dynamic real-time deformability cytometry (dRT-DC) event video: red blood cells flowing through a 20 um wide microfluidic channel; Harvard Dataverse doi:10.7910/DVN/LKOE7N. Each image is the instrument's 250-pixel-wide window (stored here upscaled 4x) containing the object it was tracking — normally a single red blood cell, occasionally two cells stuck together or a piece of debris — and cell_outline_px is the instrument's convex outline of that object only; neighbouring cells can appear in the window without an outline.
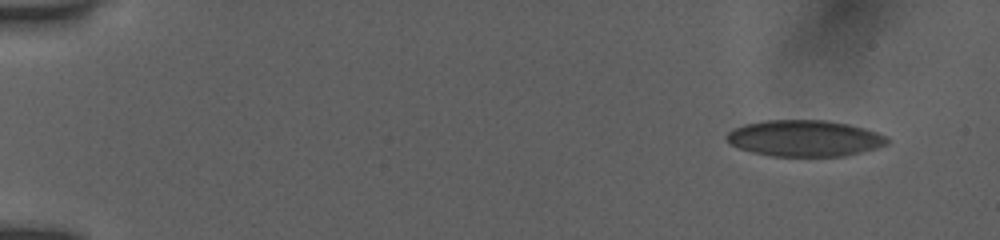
{"species": "human", "species_latin": "Homo sapiens", "temperature_condition": "room temperature", "stored_images_in_passage": 9, "camera_frame_rate_fps": 3000, "um_per_image_px": 0.085, "donor": {"sex": "female"}, "frame": {"image": 1, "passage_image": 1, "time_ms": 0.0, "image_size_px": [1000, 240], "cell_outline_px": [[888, 144], [876, 148], [844, 156], [772, 156], [752, 152], [740, 148], [732, 144], [724, 136], [732, 128], [744, 124], [764, 120], [824, 120], [848, 124], [864, 128], [888, 136]], "centroid_in_image_um": [68.38, 11.75], "position_along_channel_um": 16.6, "area_um2": 33.93}}
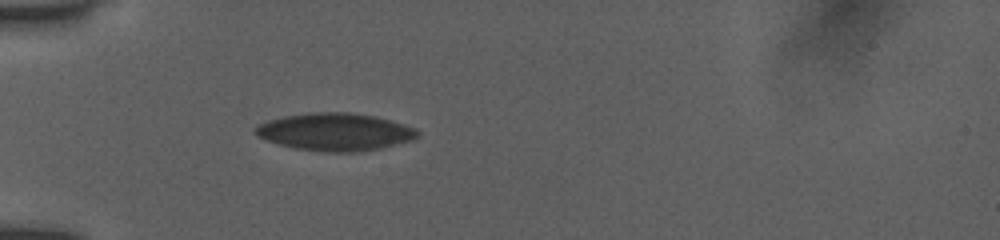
{"frame": {"image": 2, "passage_image": 7, "time_ms": 2.0, "image_size_px": [1000, 240], "cell_outline_px": [[420, 136], [412, 140], [380, 148], [352, 152], [328, 152], [296, 148], [280, 144], [256, 136], [252, 132], [260, 124], [268, 120], [284, 116], [308, 112], [348, 112], [376, 116], [404, 124], [416, 128], [420, 132]], "centroid_in_image_um": [28.5, 11.2], "position_along_channel_um": 56.5, "area_um2": 35.43}}
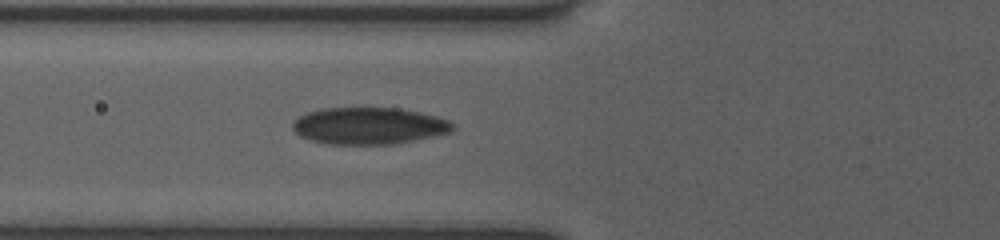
{"frame": {"image": 3, "passage_image": 9, "time_ms": 2.667, "image_size_px": [1000, 240], "cell_outline_px": [[456, 128], [452, 132], [436, 136], [396, 144], [328, 144], [312, 140], [300, 136], [292, 128], [292, 124], [300, 116], [308, 112], [320, 108], [400, 108], [420, 112], [436, 116], [448, 120], [456, 124]], "centroid_in_image_um": [31.42, 10.7], "position_along_channel_um": 94.4, "area_um2": 34.62}}